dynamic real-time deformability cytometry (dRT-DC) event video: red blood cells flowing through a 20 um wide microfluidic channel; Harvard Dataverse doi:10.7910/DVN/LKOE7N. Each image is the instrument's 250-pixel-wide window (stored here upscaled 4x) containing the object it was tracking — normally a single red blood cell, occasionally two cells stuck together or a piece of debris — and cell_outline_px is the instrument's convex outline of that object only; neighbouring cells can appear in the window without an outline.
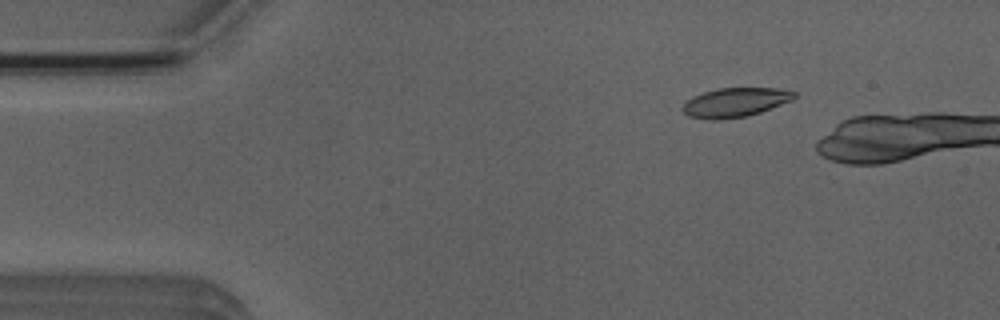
{"species": "Egyptian fruit bat (a non-hibernating species)", "species_latin": "Rousettus aegyptiacus", "temperature_condition": "room temperature", "stored_images_in_passage": 12, "camera_frame_rate_fps": 3000, "um_per_image_px": 0.085, "animal": {"sex": "male"}, "frame": {"image": 1, "passage_image": 7, "time_ms": 2.0, "image_size_px": [1000, 320], "cell_outline_px": [[796, 96], [792, 100], [760, 112], [744, 116], [720, 120], [712, 120], [688, 116], [680, 108], [692, 96], [704, 92], [720, 88], [776, 88], [796, 92]], "centroid_in_image_um": [62.47, 8.7], "position_along_channel_um": 22.5, "area_um2": 18.84}}